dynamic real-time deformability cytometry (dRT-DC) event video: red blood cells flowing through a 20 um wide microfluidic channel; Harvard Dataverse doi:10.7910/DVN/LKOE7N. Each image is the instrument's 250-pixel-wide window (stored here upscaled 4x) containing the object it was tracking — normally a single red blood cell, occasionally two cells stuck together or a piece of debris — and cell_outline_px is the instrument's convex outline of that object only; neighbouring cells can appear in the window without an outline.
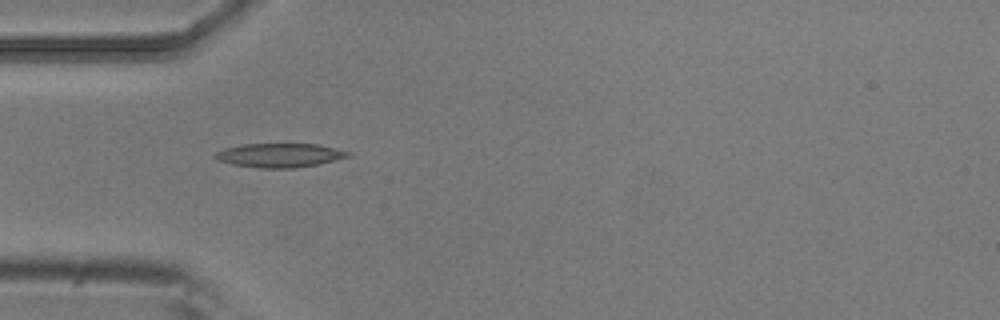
{"species": "common noctule bat (a hibernating species)", "species_latin": "Nyctalus noctula", "temperature_condition": "room temperature", "stored_images_in_passage": 8, "camera_frame_rate_fps": 3000, "um_per_image_px": 0.085, "animal": {"sex": "male", "body_mass_g": 20.5, "forearm_length_mm": 52.5}, "frame": {"image": 1, "passage_image": 4, "time_ms": 1.0, "image_size_px": [1000, 320], "cell_outline_px": [[352, 156], [316, 164], [292, 168], [260, 168], [232, 164], [216, 160], [212, 156], [216, 152], [224, 148], [244, 144], [316, 144], [336, 148], [352, 152]], "centroid_in_image_um": [23.75, 13.19], "position_along_channel_um": 61.2, "area_um2": 18.55}}
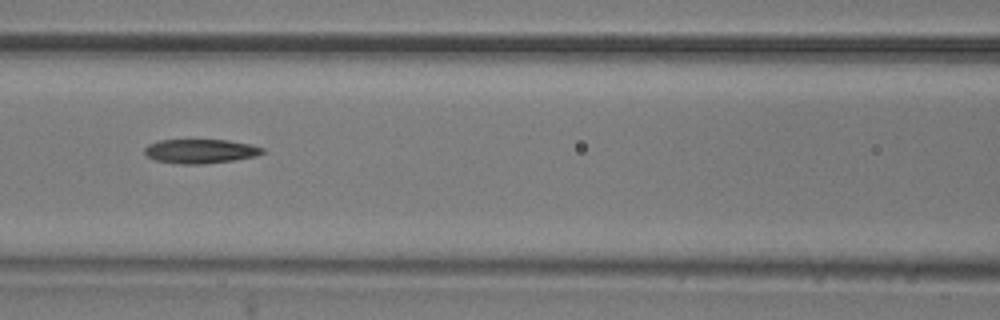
{"frame": {"image": 2, "passage_image": 6, "time_ms": 1.667, "image_size_px": [1000, 320], "cell_outline_px": [[264, 152], [256, 156], [232, 160], [200, 164], [180, 164], [156, 160], [148, 156], [144, 152], [144, 148], [148, 144], [160, 140], [228, 140], [252, 144], [264, 148]], "centroid_in_image_um": [17.04, 12.84], "position_along_channel_um": 149.6, "area_um2": 16.53}}
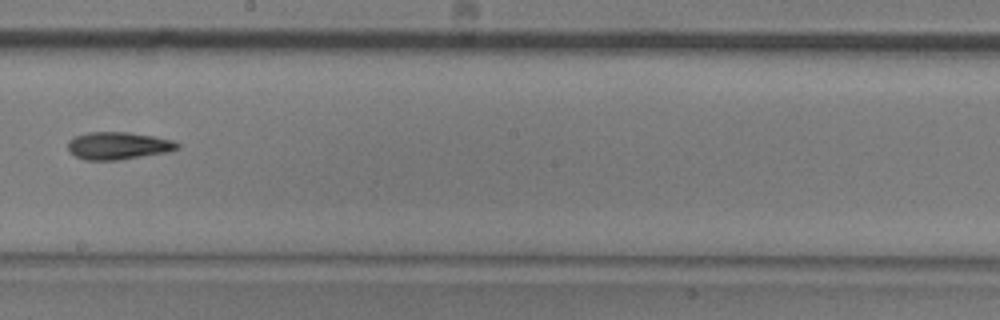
{"frame": {"image": 3, "passage_image": 8, "time_ms": 2.333, "image_size_px": [1000, 320], "cell_outline_px": [[180, 148], [168, 152], [116, 160], [84, 160], [76, 156], [68, 148], [68, 140], [76, 136], [88, 132], [128, 132], [156, 136], [172, 140], [180, 144]], "centroid_in_image_um": [10.07, 12.38], "position_along_channel_um": 238.1, "area_um2": 17.51}}